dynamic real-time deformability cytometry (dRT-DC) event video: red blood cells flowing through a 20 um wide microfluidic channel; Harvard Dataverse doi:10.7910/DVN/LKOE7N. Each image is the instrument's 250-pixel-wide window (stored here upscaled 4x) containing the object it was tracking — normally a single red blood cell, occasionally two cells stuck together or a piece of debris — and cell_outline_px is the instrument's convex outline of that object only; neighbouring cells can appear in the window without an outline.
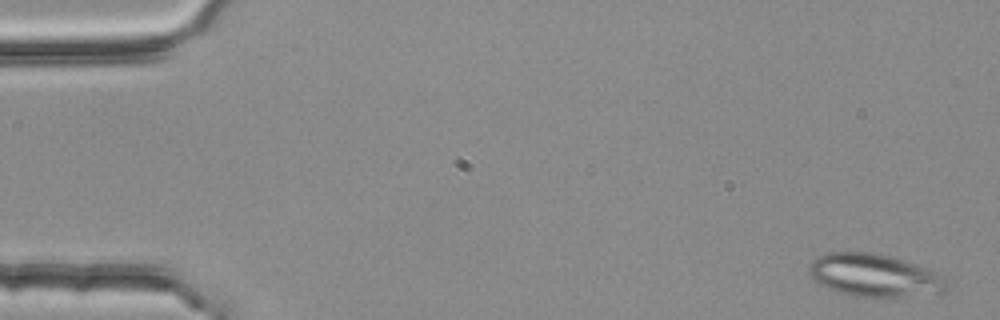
{"species": "common noctule bat (a hibernating species)", "species_latin": "Nyctalus noctula", "temperature_condition": "room temperature", "stored_images_in_passage": 3, "camera_frame_rate_fps": 3000, "um_per_image_px": 0.085, "animal": {"sex": "female", "body_mass_g": 25.1}, "frame": {"image": 1, "passage_image": 1, "time_ms": 0.0, "image_size_px": [1000, 320], "cell_outline_px": [[948, 288], [944, 292], [900, 296], [856, 296], [840, 292], [828, 288], [820, 284], [808, 272], [808, 268], [820, 256], [828, 252], [876, 252], [936, 272], [944, 280]], "centroid_in_image_um": [74.29, 23.4], "position_along_channel_um": 10.7, "area_um2": 33.18}}